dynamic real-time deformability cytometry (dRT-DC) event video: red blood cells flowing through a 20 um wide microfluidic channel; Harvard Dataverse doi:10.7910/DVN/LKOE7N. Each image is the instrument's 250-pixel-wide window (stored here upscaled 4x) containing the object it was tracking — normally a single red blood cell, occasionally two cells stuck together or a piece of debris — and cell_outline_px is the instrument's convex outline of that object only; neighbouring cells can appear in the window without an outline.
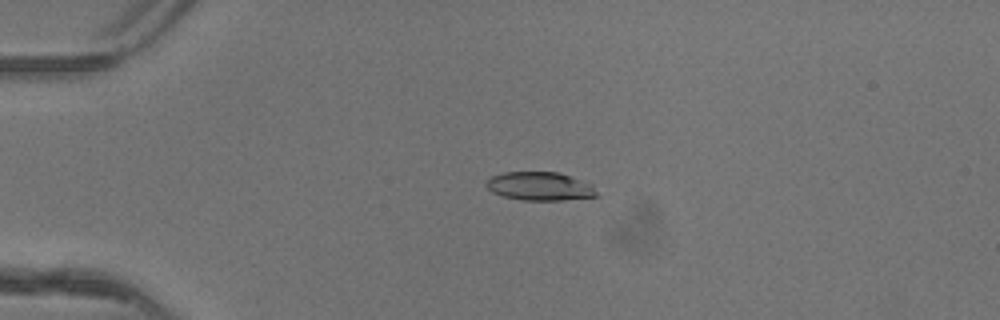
{"species": "common noctule bat (a hibernating species)", "species_latin": "Nyctalus noctula", "temperature_condition": "warm", "stored_images_in_passage": 41, "camera_frame_rate_fps": 3000, "um_per_image_px": 0.085, "animal": {"sex": "female"}, "frame": {"image": 1, "passage_image": 4, "time_ms": 1.0, "image_size_px": [1000, 320], "cell_outline_px": [[600, 196], [560, 200], [520, 200], [504, 196], [492, 192], [484, 184], [492, 176], [504, 172], [560, 172], [592, 184]], "centroid_in_image_um": [45.91, 15.83], "position_along_channel_um": 39.1, "area_um2": 18.38}}
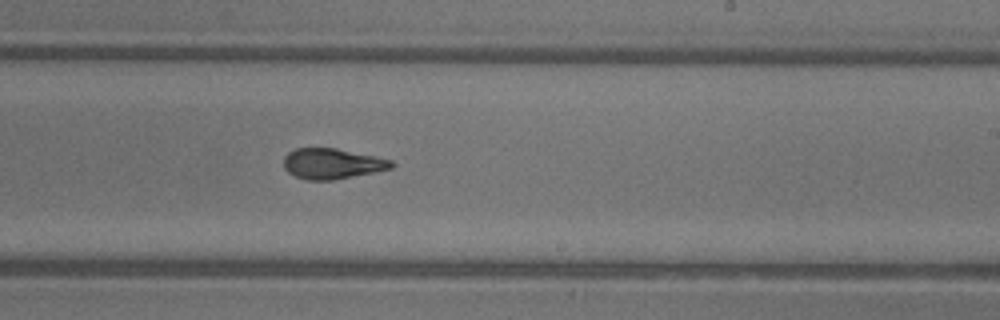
{"frame": {"image": 2, "passage_image": 23, "time_ms": 7.333, "image_size_px": [1000, 320], "cell_outline_px": [[396, 164], [392, 168], [332, 180], [308, 180], [296, 176], [288, 172], [284, 168], [284, 156], [288, 152], [296, 148], [336, 148], [376, 156], [392, 160]], "centroid_in_image_um": [28.23, 13.9], "position_along_channel_um": 260.8, "area_um2": 19.07}}
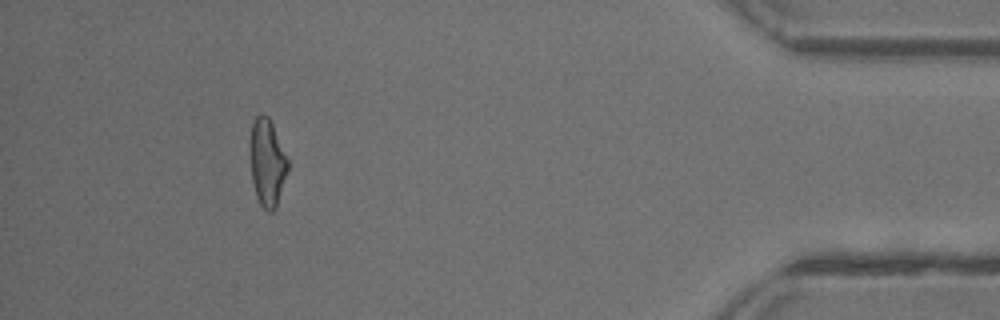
{"frame": {"image": 3, "passage_image": 38, "time_ms": 12.333, "image_size_px": [1000, 320], "cell_outline_px": [[288, 168], [276, 208], [272, 212], [268, 212], [260, 204], [256, 196], [252, 180], [248, 148], [252, 124], [256, 116], [260, 112], [268, 116], [272, 124], [288, 160]], "centroid_in_image_um": [22.68, 13.8], "position_along_channel_um": 412.5, "area_um2": 19.31}, "authors_computed_cell_mechanics": {"area_um2": 19.4208, "velocity_mm_per_s": 4.1679, "shape_relaxation_time_tau1_ms": 4.0016, "shape_relaxation_time_tau2_ms": 1.6275, "deformation_change_tau1": 0.1785, "deformation_change_tau2": 0.0952}}